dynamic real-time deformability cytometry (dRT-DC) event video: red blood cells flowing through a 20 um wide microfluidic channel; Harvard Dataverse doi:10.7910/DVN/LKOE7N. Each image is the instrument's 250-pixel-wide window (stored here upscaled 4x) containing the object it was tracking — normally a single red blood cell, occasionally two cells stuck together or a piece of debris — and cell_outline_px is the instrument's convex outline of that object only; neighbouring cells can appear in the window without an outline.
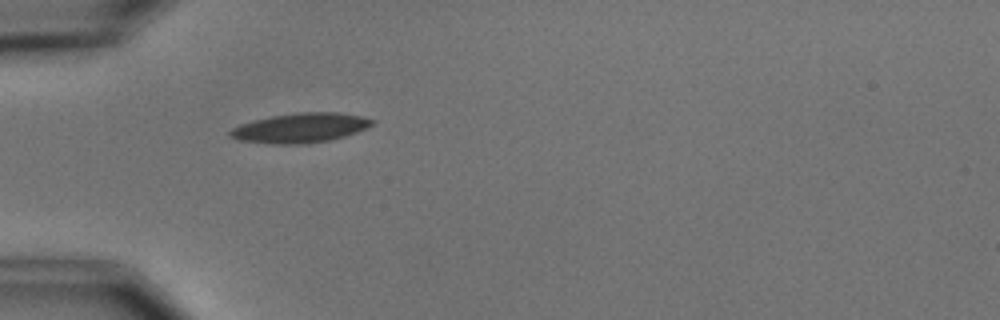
{"species": "common noctule bat (a hibernating species)", "species_latin": "Nyctalus noctula", "temperature_condition": "cold", "stored_images_in_passage": 7, "camera_frame_rate_fps": 3000, "um_per_image_px": 0.085, "animal": {"sex": "male", "body_mass_g": 15.6}, "frame": {"image": 1, "passage_image": 1, "time_ms": 0.0, "image_size_px": [1000, 320], "cell_outline_px": [[376, 120], [372, 124], [356, 132], [344, 136], [328, 140], [308, 144], [268, 144], [240, 140], [228, 136], [228, 132], [232, 128], [240, 124], [252, 120], [272, 116], [296, 112], [340, 112], [360, 116]], "centroid_in_image_um": [25.48, 10.87], "position_along_channel_um": 59.5, "area_um2": 24.57}}
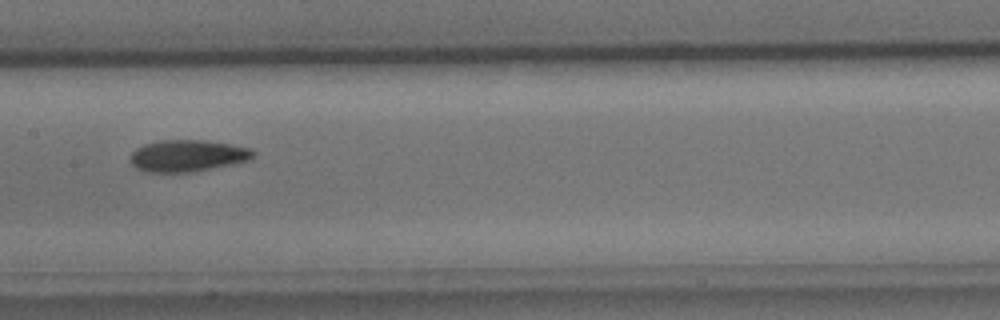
{"frame": {"image": 2, "passage_image": 4, "time_ms": 3.667, "image_size_px": [1000, 320], "cell_outline_px": [[256, 156], [248, 160], [232, 164], [192, 172], [148, 172], [136, 168], [132, 164], [132, 152], [136, 148], [144, 144], [160, 140], [204, 140], [252, 148], [256, 152]], "centroid_in_image_um": [15.97, 13.23], "position_along_channel_um": 191.4, "area_um2": 22.66}}
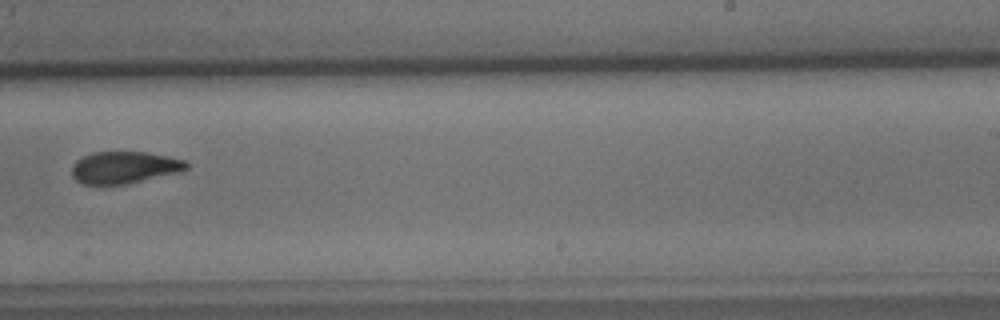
{"frame": {"image": 3, "passage_image": 6, "time_ms": 6.0, "image_size_px": [1000, 320], "cell_outline_px": [[188, 168], [176, 172], [124, 184], [80, 184], [72, 176], [72, 164], [76, 160], [84, 156], [96, 152], [144, 152], [168, 156], [184, 160], [188, 164]], "centroid_in_image_um": [10.51, 14.22], "position_along_channel_um": 278.5, "area_um2": 20.98}}